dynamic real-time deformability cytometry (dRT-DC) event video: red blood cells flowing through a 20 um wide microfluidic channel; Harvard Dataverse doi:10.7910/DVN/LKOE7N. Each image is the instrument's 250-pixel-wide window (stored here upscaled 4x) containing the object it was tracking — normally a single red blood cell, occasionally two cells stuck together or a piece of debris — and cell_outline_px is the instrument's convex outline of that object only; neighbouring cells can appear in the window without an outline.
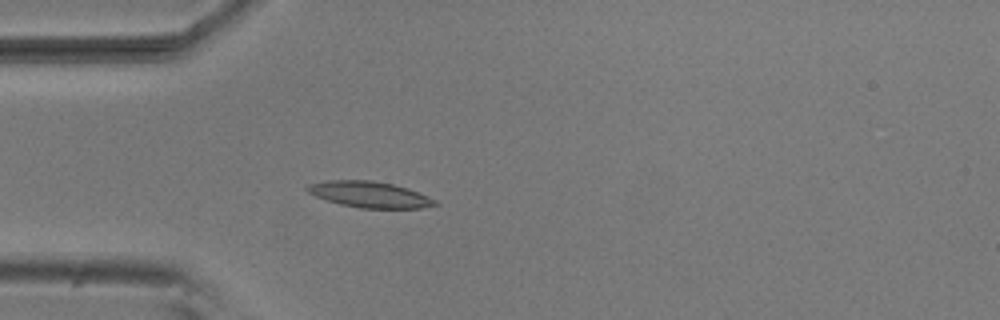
{"species": "common noctule bat (a hibernating species)", "species_latin": "Nyctalus noctula", "temperature_condition": "room temperature", "stored_images_in_passage": 4, "camera_frame_rate_fps": 3000, "um_per_image_px": 0.085, "animal": {"sex": "male", "body_mass_g": 20.5, "forearm_length_mm": 52.5}, "frame": {"image": 1, "passage_image": 4, "time_ms": 1.0, "image_size_px": [1000, 320], "cell_outline_px": [[440, 204], [420, 208], [360, 208], [340, 204], [316, 196], [308, 192], [304, 188], [308, 184], [324, 180], [372, 180], [392, 184], [408, 188], [428, 196], [436, 200]], "centroid_in_image_um": [31.41, 16.52], "position_along_channel_um": 53.6, "area_um2": 19.42}}